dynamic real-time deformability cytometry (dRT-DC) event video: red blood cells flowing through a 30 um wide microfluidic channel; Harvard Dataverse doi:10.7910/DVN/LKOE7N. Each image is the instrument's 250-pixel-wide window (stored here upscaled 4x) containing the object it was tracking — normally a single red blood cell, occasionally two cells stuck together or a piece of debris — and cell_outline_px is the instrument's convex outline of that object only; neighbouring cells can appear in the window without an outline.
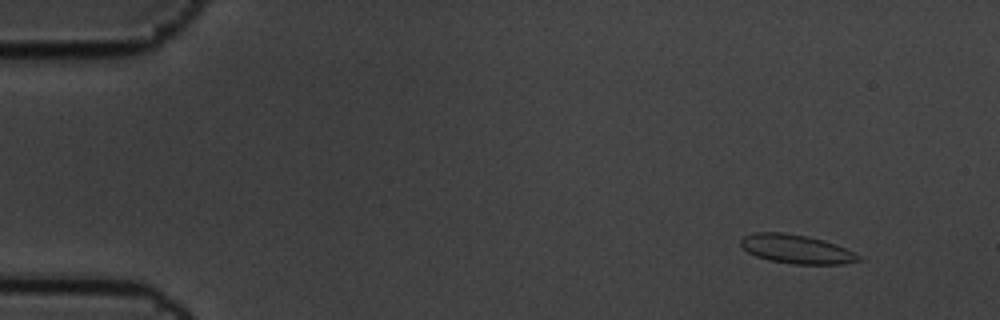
{"species": "common noctule bat (a hibernating species)", "species_latin": "Nyctalus noctula", "temperature_condition": "cold", "stored_images_in_passage": 9, "camera_frame_rate_fps": 3000, "um_per_image_px": 0.085, "animal": {"sex": "male", "body_mass_g": 19.5, "forearm_length_mm": 54.6}, "frame": {"image": 1, "passage_image": 2, "time_ms": 0.333, "image_size_px": [1000, 320], "cell_outline_px": [[864, 260], [844, 264], [792, 264], [768, 260], [756, 256], [748, 252], [740, 244], [740, 240], [744, 236], [756, 232], [784, 232], [808, 236], [824, 240], [836, 244], [864, 256]], "centroid_in_image_um": [67.76, 21.18], "position_along_channel_um": 17.2, "area_um2": 20.11}}
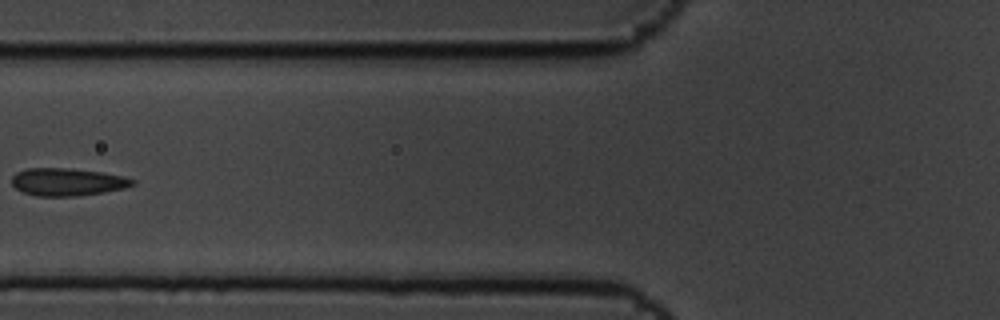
{"frame": {"image": 2, "passage_image": 7, "time_ms": 2.0, "image_size_px": [1000, 320], "cell_outline_px": [[136, 184], [124, 188], [104, 192], [76, 196], [36, 196], [24, 192], [16, 188], [12, 184], [12, 176], [16, 172], [28, 168], [72, 168], [100, 172], [124, 176], [136, 180]], "centroid_in_image_um": [5.74, 15.46], "position_along_channel_um": 120.1, "area_um2": 19.48}}
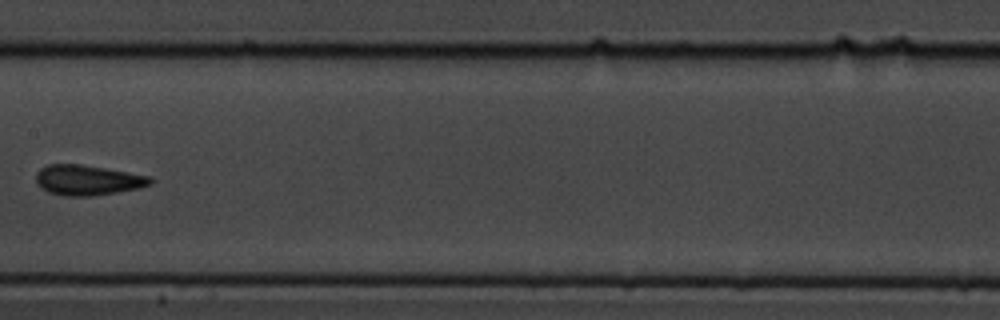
{"frame": {"image": 3, "passage_image": 9, "time_ms": 2.667, "image_size_px": [1000, 320], "cell_outline_px": [[152, 184], [140, 188], [92, 196], [64, 196], [48, 192], [36, 184], [36, 172], [40, 168], [48, 164], [80, 164], [152, 176]], "centroid_in_image_um": [7.44, 15.31], "position_along_channel_um": 200.0, "area_um2": 20.23}}